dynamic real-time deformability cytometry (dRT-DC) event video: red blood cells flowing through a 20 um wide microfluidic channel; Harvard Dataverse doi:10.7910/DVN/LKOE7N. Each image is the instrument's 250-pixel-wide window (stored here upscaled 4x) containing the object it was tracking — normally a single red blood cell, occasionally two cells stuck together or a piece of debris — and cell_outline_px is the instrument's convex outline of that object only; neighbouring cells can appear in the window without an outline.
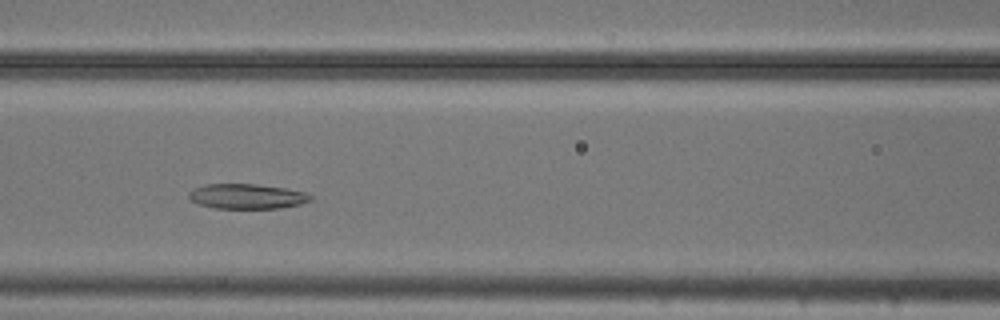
{"species": "common noctule bat (a hibernating species)", "species_latin": "Nyctalus noctula", "temperature_condition": "cold", "stored_images_in_passage": 37, "camera_frame_rate_fps": 3000, "um_per_image_px": 0.085, "animal": {"sex": "male", "body_mass_g": 20.5, "forearm_length_mm": 52.5}, "frame": {"image": 1, "passage_image": 7, "time_ms": 2.0, "image_size_px": [1000, 320], "cell_outline_px": [[312, 200], [300, 204], [280, 208], [216, 208], [200, 204], [192, 200], [188, 196], [188, 192], [192, 188], [204, 184], [256, 184], [284, 188], [304, 192], [312, 196]], "centroid_in_image_um": [20.97, 16.68], "position_along_channel_um": 145.6, "area_um2": 17.63}}
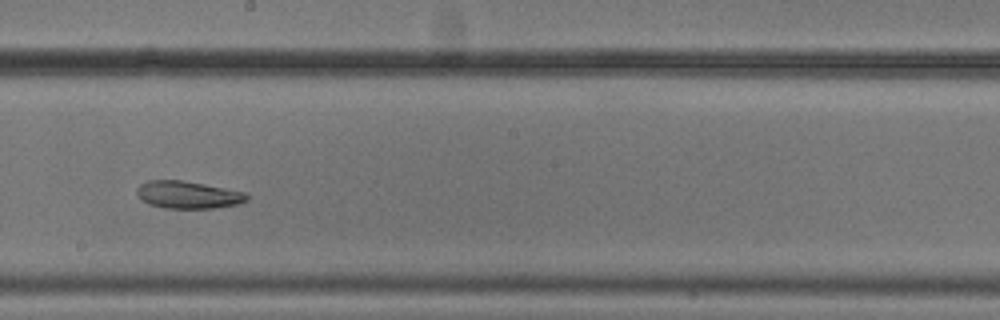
{"frame": {"image": 2, "passage_image": 14, "time_ms": 4.333, "image_size_px": [1000, 320], "cell_outline_px": [[248, 200], [240, 204], [212, 208], [164, 208], [148, 204], [140, 200], [136, 192], [136, 188], [140, 184], [148, 180], [180, 180], [204, 184], [244, 192], [248, 196]], "centroid_in_image_um": [15.94, 16.56], "position_along_channel_um": 232.3, "area_um2": 17.63}}
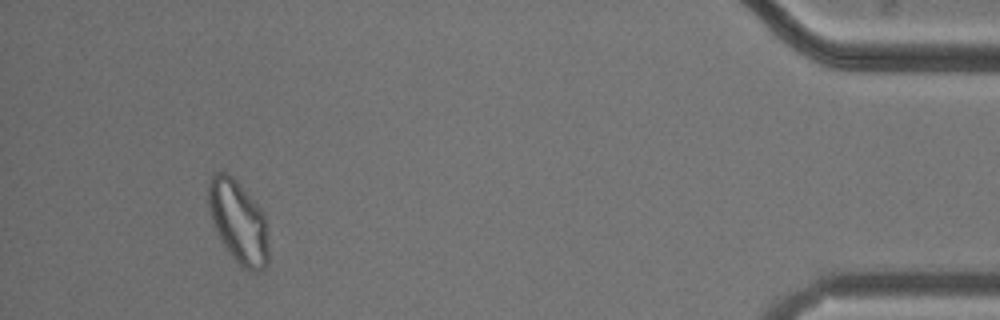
{"frame": {"image": 3, "passage_image": 34, "time_ms": 11.0, "image_size_px": [1000, 320], "cell_outline_px": [[268, 264], [264, 268], [256, 272], [252, 272], [244, 268], [228, 252], [220, 240], [212, 220], [208, 204], [208, 184], [212, 176], [216, 172], [228, 172], [236, 180], [260, 208], [264, 216], [268, 244]], "centroid_in_image_um": [20.25, 18.86], "position_along_channel_um": 414.9, "area_um2": 28.73}}